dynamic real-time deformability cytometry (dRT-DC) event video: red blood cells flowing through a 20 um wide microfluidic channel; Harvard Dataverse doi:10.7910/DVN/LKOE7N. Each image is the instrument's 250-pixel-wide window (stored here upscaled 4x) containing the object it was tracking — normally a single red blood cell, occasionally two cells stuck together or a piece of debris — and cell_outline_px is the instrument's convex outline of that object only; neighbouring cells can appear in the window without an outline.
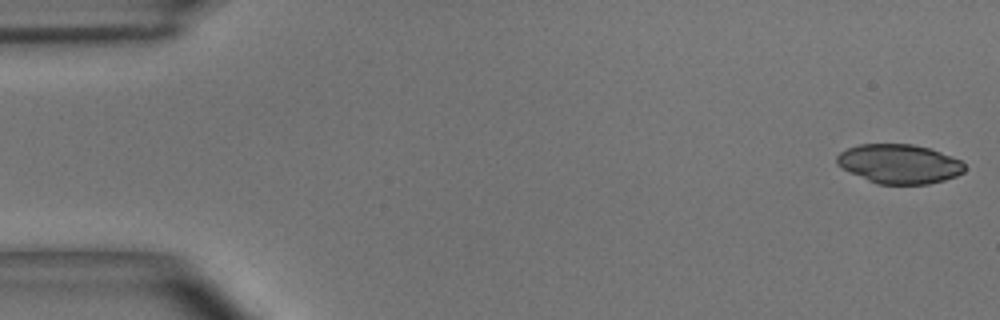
{"species": "common noctule bat (a hibernating species)", "species_latin": "Nyctalus noctula", "temperature_condition": "room temperature", "stored_images_in_passage": 54, "camera_frame_rate_fps": 3000, "um_per_image_px": 0.085, "animal": {"sex": "male", "body_mass_g": 15.6}, "frame": {"image": 1, "passage_image": 1, "time_ms": 0.0, "image_size_px": [1000, 320], "cell_outline_px": [[964, 172], [956, 176], [944, 180], [928, 184], [876, 184], [836, 164], [836, 156], [840, 152], [848, 148], [860, 144], [912, 144], [928, 148], [952, 156], [960, 160], [964, 164]], "centroid_in_image_um": [76.44, 13.93], "position_along_channel_um": 8.6, "area_um2": 29.02}}
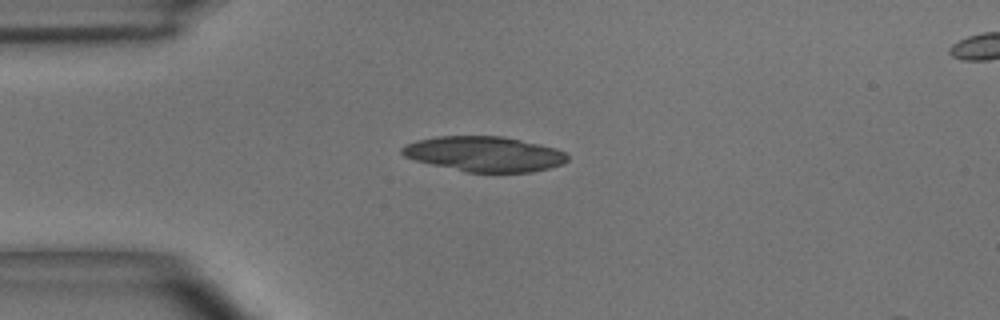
{"frame": {"image": 2, "passage_image": 13, "time_ms": 4.0, "image_size_px": [1000, 320], "cell_outline_px": [[568, 160], [564, 164], [532, 172], [468, 172], [432, 164], [416, 160], [404, 156], [400, 152], [400, 148], [404, 144], [416, 140], [436, 136], [504, 136], [556, 148], [564, 152], [568, 156]], "centroid_in_image_um": [41.16, 13.08], "position_along_channel_um": 43.8, "area_um2": 33.87}}